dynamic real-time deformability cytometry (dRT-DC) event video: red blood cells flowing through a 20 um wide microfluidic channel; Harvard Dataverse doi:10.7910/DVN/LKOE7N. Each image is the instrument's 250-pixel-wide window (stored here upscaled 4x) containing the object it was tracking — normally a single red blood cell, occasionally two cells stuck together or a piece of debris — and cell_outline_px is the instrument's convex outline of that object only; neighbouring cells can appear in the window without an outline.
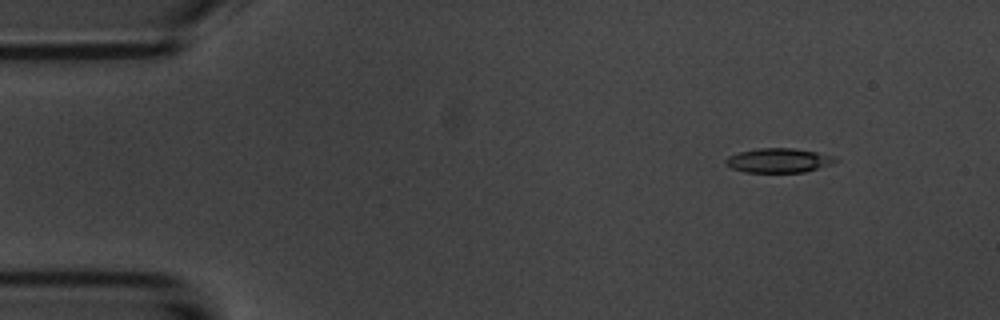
{"species": "common noctule bat (a hibernating species)", "species_latin": "Nyctalus noctula", "temperature_condition": "room temperature", "stored_images_in_passage": 54, "camera_frame_rate_fps": 3000, "um_per_image_px": 0.085, "animal": {"sex": "male", "body_mass_g": 20.1, "forearm_length_mm": 53.5}, "frame": {"image": 1, "passage_image": 6, "time_ms": 1.667, "image_size_px": [1000, 320], "cell_outline_px": [[840, 160], [832, 164], [804, 172], [744, 172], [732, 168], [724, 164], [724, 160], [728, 156], [736, 152], [756, 148], [792, 148], [816, 152], [836, 156]], "centroid_in_image_um": [66.16, 13.63], "position_along_channel_um": 18.8, "area_um2": 15.78}}
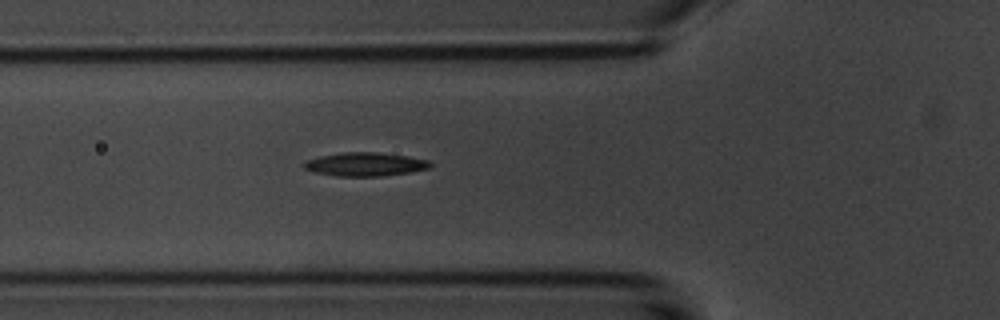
{"frame": {"image": 2, "passage_image": 19, "time_ms": 6.0, "image_size_px": [1000, 320], "cell_outline_px": [[432, 164], [428, 168], [412, 172], [380, 176], [336, 176], [316, 172], [304, 168], [304, 160], [320, 156], [340, 152], [376, 152], [408, 156], [428, 160]], "centroid_in_image_um": [31.03, 13.96], "position_along_channel_um": 94.8, "area_um2": 17.34}}
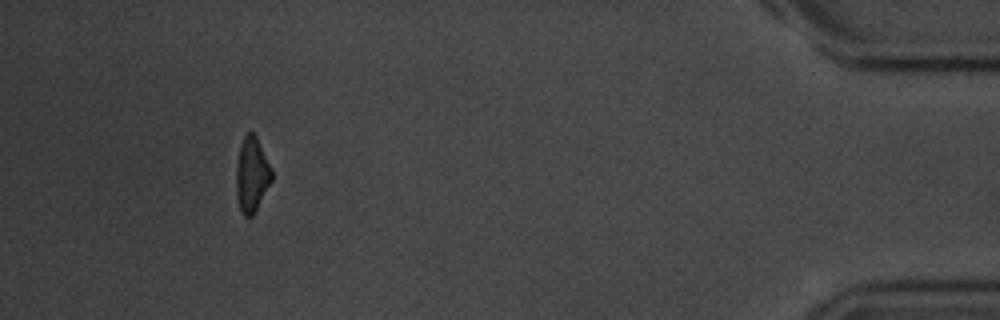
{"frame": {"image": 3, "passage_image": 50, "time_ms": 16.333, "image_size_px": [1000, 320], "cell_outline_px": [[272, 180], [252, 216], [244, 216], [240, 212], [236, 192], [236, 164], [240, 144], [244, 136], [248, 132], [252, 132], [256, 136], [272, 168]], "centroid_in_image_um": [21.39, 14.83], "position_along_channel_um": 413.8, "area_um2": 15.49}, "authors_computed_cell_mechanics": {"area_um2": 16.6753, "velocity_mm_per_s": 3.7123, "shape_relaxation_time_tau1_ms": 2.8014, "shape_relaxation_time_tau2_ms": null, "deformation_change_tau1": 0.1084, "deformation_change_tau2": null}}